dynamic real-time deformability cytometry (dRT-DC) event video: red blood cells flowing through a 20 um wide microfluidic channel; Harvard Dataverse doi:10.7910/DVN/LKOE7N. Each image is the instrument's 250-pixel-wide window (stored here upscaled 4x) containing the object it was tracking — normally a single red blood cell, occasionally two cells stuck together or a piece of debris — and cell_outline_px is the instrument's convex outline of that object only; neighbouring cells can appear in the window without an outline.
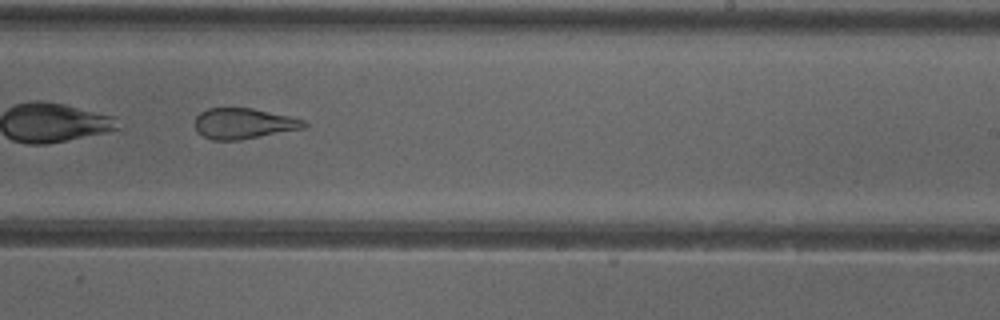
{"species": "common noctule bat (a hibernating species)", "species_latin": "Nyctalus noctula", "temperature_condition": "cold", "stored_images_in_passage": 37, "camera_frame_rate_fps": 3000, "um_per_image_px": 0.085, "animal": {"sex": "female"}, "frame": {"image": 1, "passage_image": 18, "time_ms": 5.667, "image_size_px": [1000, 320], "cell_outline_px": [[308, 124], [304, 128], [240, 140], [212, 140], [196, 132], [196, 116], [200, 112], [208, 108], [252, 108], [292, 116], [304, 120]], "centroid_in_image_um": [20.72, 10.49], "position_along_channel_um": 268.3, "area_um2": 19.54}}